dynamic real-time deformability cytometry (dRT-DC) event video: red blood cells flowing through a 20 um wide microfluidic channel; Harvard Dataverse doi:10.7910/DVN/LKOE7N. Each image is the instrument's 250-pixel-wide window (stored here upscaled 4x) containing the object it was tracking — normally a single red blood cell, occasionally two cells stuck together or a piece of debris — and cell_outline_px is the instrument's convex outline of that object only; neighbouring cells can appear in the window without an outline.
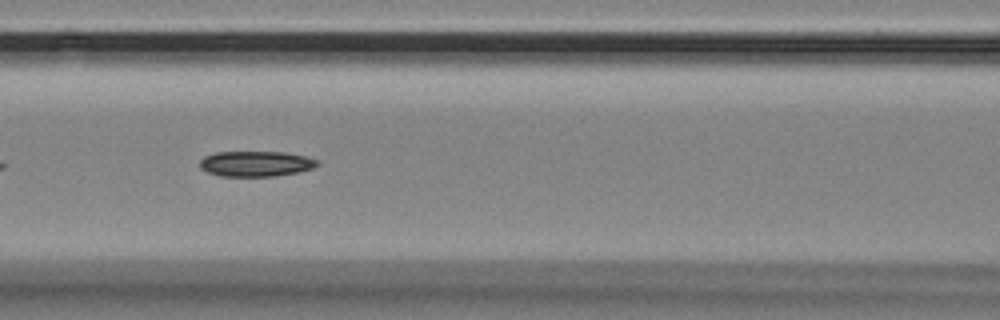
{"species": "Egyptian fruit bat (a non-hibernating species)", "species_latin": "Rousettus aegyptiacus", "temperature_condition": "room temperature", "stored_images_in_passage": 33, "camera_frame_rate_fps": 3000, "um_per_image_px": 0.085, "animal": {"sex": "female"}, "frame": {"image": 1, "passage_image": 10, "time_ms": 3.0, "image_size_px": [1000, 320], "cell_outline_px": [[320, 164], [312, 168], [296, 172], [272, 176], [220, 176], [208, 172], [200, 168], [200, 160], [204, 156], [216, 152], [284, 152], [304, 156], [320, 160]], "centroid_in_image_um": [21.74, 13.91], "position_along_channel_um": 144.9, "area_um2": 17.34}}
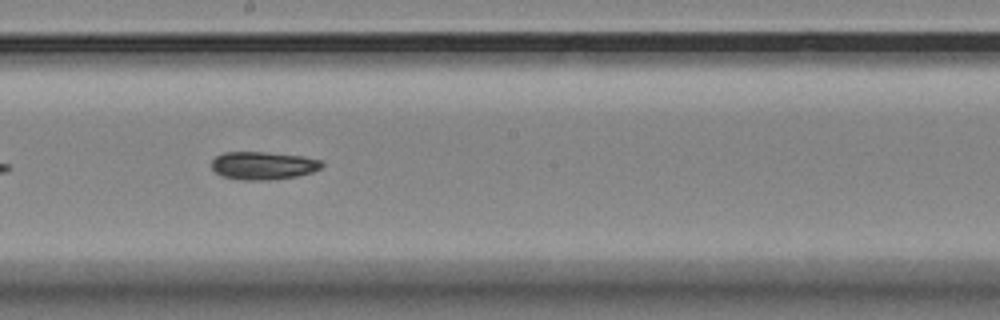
{"frame": {"image": 2, "passage_image": 17, "time_ms": 5.333, "image_size_px": [1000, 320], "cell_outline_px": [[324, 164], [320, 168], [312, 172], [296, 176], [268, 180], [244, 180], [224, 176], [216, 172], [212, 168], [212, 160], [216, 156], [224, 152], [264, 152], [304, 156], [320, 160]], "centroid_in_image_um": [22.38, 14.06], "position_along_channel_um": 225.8, "area_um2": 17.8}}
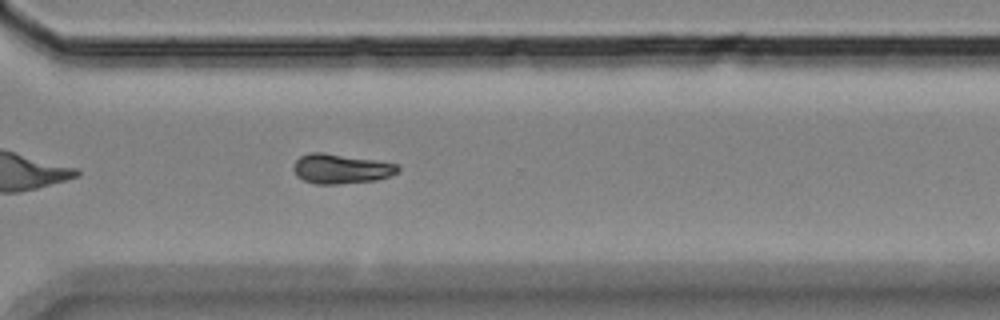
{"frame": {"image": 3, "passage_image": 27, "time_ms": 8.667, "image_size_px": [1000, 320], "cell_outline_px": [[400, 168], [396, 172], [388, 176], [376, 180], [336, 184], [316, 184], [304, 180], [296, 176], [292, 168], [296, 160], [300, 156], [312, 152], [324, 152], [396, 164]], "centroid_in_image_um": [28.91, 14.35], "position_along_channel_um": 341.7, "area_um2": 17.8}, "authors_computed_cell_mechanics": {"area_um2": 17.5712, "velocity_mm_per_s": 3.479, "shape_relaxation_time_tau1_ms": 7.4677, "shape_relaxation_time_tau2_ms": null, "deformation_change_tau1": 0.2088, "deformation_change_tau2": null}}